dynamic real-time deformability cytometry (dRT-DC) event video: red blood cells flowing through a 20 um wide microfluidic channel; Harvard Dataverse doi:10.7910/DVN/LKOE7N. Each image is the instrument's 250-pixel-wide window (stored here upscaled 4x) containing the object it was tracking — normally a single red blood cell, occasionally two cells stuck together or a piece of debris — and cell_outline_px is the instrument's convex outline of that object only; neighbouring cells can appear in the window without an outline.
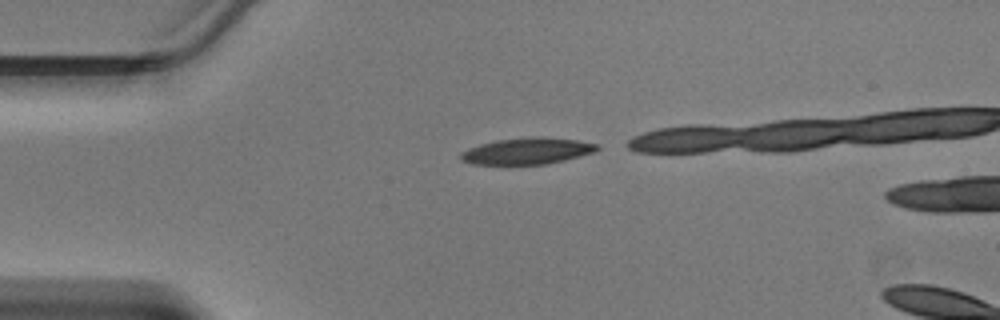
{"species": "Egyptian fruit bat (a non-hibernating species)", "species_latin": "Rousettus aegyptiacus", "temperature_condition": "warm", "stored_images_in_passage": 10, "camera_frame_rate_fps": 3000, "um_per_image_px": 0.085, "animal": {"sex": "male"}, "frame": {"image": 1, "passage_image": 1, "time_ms": 0.0, "image_size_px": [1000, 320], "cell_outline_px": [[600, 148], [592, 152], [580, 156], [548, 164], [508, 168], [472, 164], [460, 160], [460, 156], [464, 152], [480, 144], [500, 140], [576, 140], [596, 144]], "centroid_in_image_um": [44.7, 12.97], "position_along_channel_um": 40.3, "area_um2": 20.52}}
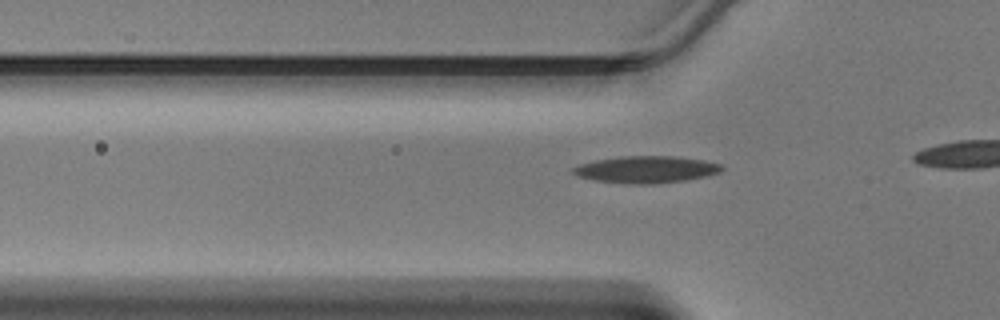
{"frame": {"image": 2, "passage_image": 5, "time_ms": 1.333, "image_size_px": [1000, 320], "cell_outline_px": [[724, 168], [720, 172], [704, 176], [684, 180], [656, 184], [628, 184], [596, 180], [576, 176], [572, 172], [572, 168], [580, 164], [596, 160], [620, 156], [672, 156], [704, 160], [720, 164]], "centroid_in_image_um": [54.9, 14.4], "position_along_channel_um": 70.9, "area_um2": 23.24}}
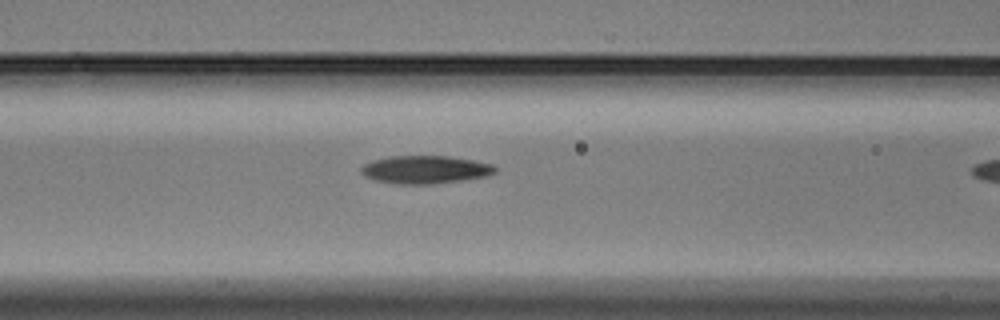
{"frame": {"image": 3, "passage_image": 9, "time_ms": 2.667, "image_size_px": [1000, 320], "cell_outline_px": [[496, 172], [484, 176], [464, 180], [432, 184], [396, 184], [376, 180], [364, 176], [360, 172], [360, 168], [364, 164], [376, 160], [392, 156], [448, 156], [472, 160], [492, 164], [496, 168]], "centroid_in_image_um": [36.13, 14.42], "position_along_channel_um": 130.5, "area_um2": 21.68}}